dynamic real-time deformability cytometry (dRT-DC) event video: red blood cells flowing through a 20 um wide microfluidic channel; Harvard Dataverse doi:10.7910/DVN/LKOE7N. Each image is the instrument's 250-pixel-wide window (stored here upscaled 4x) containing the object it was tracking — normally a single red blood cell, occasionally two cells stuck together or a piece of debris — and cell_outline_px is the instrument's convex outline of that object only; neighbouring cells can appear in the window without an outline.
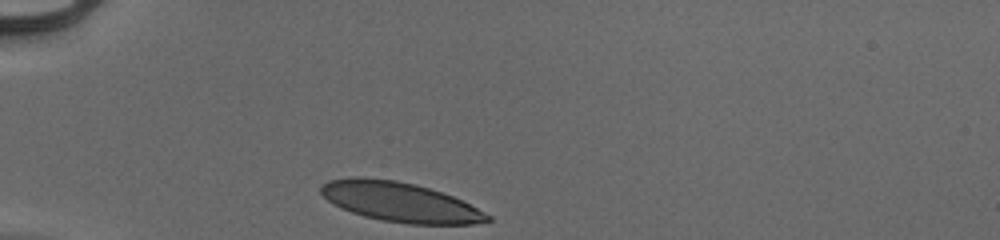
{"species": "human", "species_latin": "Homo sapiens", "temperature_condition": "cold", "stored_images_in_passage": 30, "camera_frame_rate_fps": 3000, "um_per_image_px": 0.085, "donor": {"sex": "male"}, "frame": {"image": 1, "passage_image": 1, "time_ms": 0.0, "image_size_px": [1000, 240], "cell_outline_px": [[492, 220], [472, 224], [408, 224], [380, 220], [364, 216], [340, 208], [332, 204], [320, 192], [320, 188], [328, 180], [352, 176], [360, 176], [396, 180], [416, 184], [452, 196], [492, 216]], "centroid_in_image_um": [33.95, 17.16], "position_along_channel_um": 51.0, "area_um2": 38.38}}
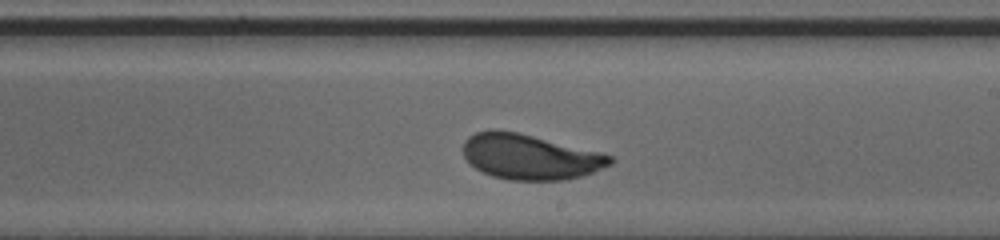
{"frame": {"image": 2, "passage_image": 18, "time_ms": 5.667, "image_size_px": [1000, 240], "cell_outline_px": [[616, 160], [612, 164], [592, 172], [580, 176], [564, 180], [508, 180], [492, 176], [476, 168], [464, 156], [460, 148], [464, 140], [468, 136], [476, 132], [492, 128], [496, 128], [520, 132], [600, 152], [612, 156]], "centroid_in_image_um": [45.01, 13.3], "position_along_channel_um": 244.0, "area_um2": 39.19}}
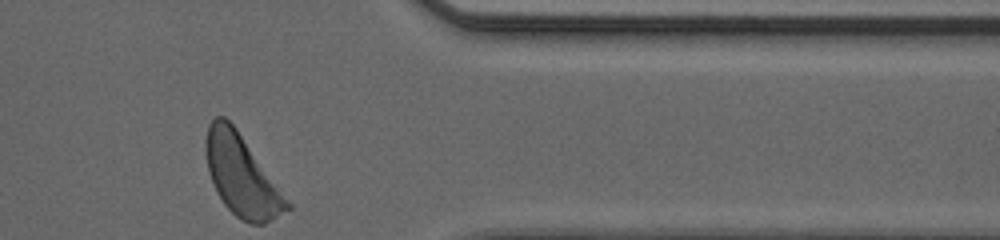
{"frame": {"image": 3, "passage_image": 30, "time_ms": 9.667, "image_size_px": [1000, 240], "cell_outline_px": [[292, 208], [272, 220], [264, 224], [252, 224], [240, 220], [224, 204], [216, 192], [208, 172], [204, 148], [204, 140], [208, 124], [216, 116], [224, 116], [236, 128], [292, 204]], "centroid_in_image_um": [20.52, 14.93], "position_along_channel_um": 390.9, "area_um2": 38.32}, "authors_computed_cell_mechanics": {"area_um2": 38.6104, "velocity_mm_per_s": 3.9198, "shape_relaxation_time_tau1_ms": 2.5381, "shape_relaxation_time_tau2_ms": null, "deformation_change_tau1": 0.1469, "deformation_change_tau2": null}}